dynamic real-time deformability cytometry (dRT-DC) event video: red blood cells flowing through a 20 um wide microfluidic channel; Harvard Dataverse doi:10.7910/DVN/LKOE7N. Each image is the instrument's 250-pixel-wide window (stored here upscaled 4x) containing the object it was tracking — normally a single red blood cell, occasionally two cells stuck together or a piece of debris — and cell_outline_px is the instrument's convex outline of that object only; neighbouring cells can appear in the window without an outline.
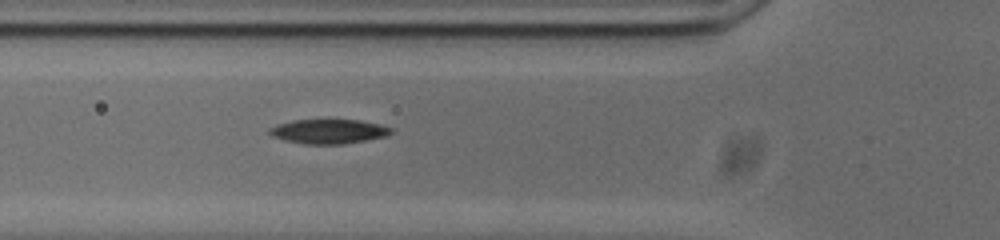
{"species": "common noctule bat (a hibernating species)", "species_latin": "Nyctalus noctula", "temperature_condition": "cold", "stored_images_in_passage": 39, "camera_frame_rate_fps": 3000, "um_per_image_px": 0.085, "animal": {"sex": "male", "body_mass_g": 20.0, "forearm_length_mm": 53.3}, "frame": {"image": 1, "passage_image": 10, "time_ms": 3.0, "image_size_px": [1000, 240], "cell_outline_px": [[392, 132], [388, 136], [340, 144], [304, 144], [284, 140], [272, 136], [268, 132], [268, 128], [276, 124], [292, 120], [360, 120], [380, 124], [392, 128]], "centroid_in_image_um": [27.9, 11.16], "position_along_channel_um": 97.9, "area_um2": 17.34}}
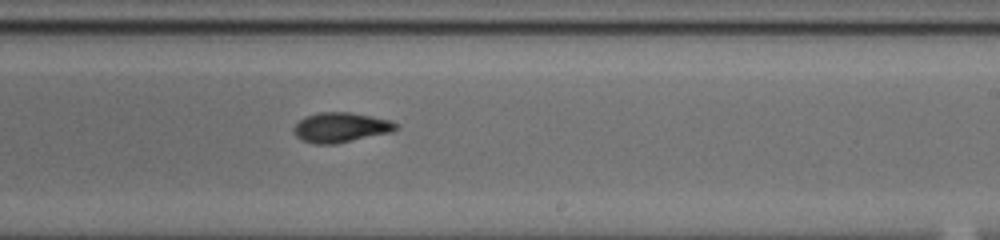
{"frame": {"image": 2, "passage_image": 23, "time_ms": 7.333, "image_size_px": [1000, 240], "cell_outline_px": [[400, 128], [392, 132], [332, 144], [316, 144], [304, 140], [296, 136], [292, 132], [292, 128], [304, 116], [320, 112], [352, 112], [392, 120]], "centroid_in_image_um": [28.97, 10.81], "position_along_channel_um": 260.0, "area_um2": 17.8}}
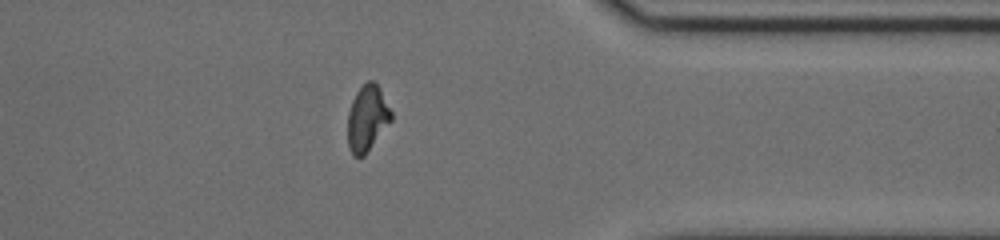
{"frame": {"image": 3, "passage_image": 34, "time_ms": 11.0, "image_size_px": [1000, 240], "cell_outline_px": [[392, 120], [364, 156], [352, 156], [348, 148], [348, 112], [352, 100], [356, 92], [368, 80], [372, 80], [376, 84], [392, 112]], "centroid_in_image_um": [31.19, 10.08], "position_along_channel_um": 380.2, "area_um2": 16.53}, "authors_computed_cell_mechanics": {"area_um2": 17.5712, "velocity_mm_per_s": 3.7463, "shape_relaxation_time_tau1_ms": 5.2639, "shape_relaxation_time_tau2_ms": 2.9607, "deformation_change_tau1": 0.1828, "deformation_change_tau2": 0.0728}}